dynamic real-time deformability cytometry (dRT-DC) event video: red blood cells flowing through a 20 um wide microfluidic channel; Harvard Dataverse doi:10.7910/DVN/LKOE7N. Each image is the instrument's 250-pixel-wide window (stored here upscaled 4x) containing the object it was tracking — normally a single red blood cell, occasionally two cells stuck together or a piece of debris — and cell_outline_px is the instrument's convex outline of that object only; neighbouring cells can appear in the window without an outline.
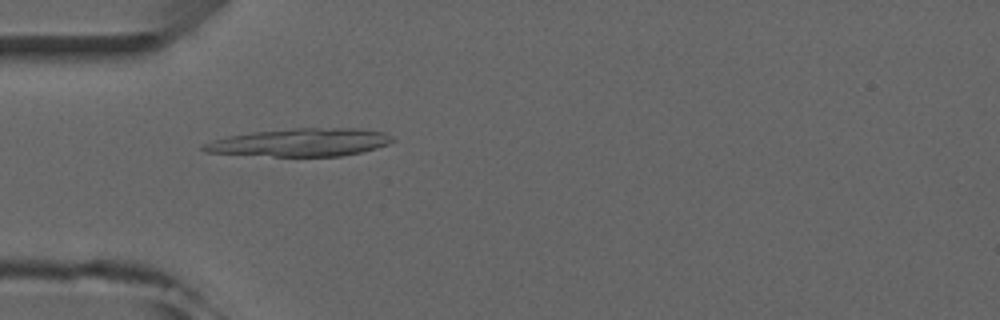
{"species": "common noctule bat (a hibernating species)", "species_latin": "Nyctalus noctula", "temperature_condition": "room temperature", "stored_images_in_passage": 2, "camera_frame_rate_fps": 3000, "um_per_image_px": 0.085, "animal": {"sex": "male", "forearm_length_mm": 52.5}, "frame": {"image": 1, "passage_image": 2, "time_ms": 1.0, "image_size_px": [1000, 320], "cell_outline_px": [[396, 140], [388, 144], [376, 148], [360, 152], [340, 156], [272, 156], [204, 152], [200, 148], [200, 144], [212, 140], [228, 136], [252, 132], [292, 128], [356, 128], [384, 132], [392, 136]], "centroid_in_image_um": [25.51, 12.1], "position_along_channel_um": 59.5, "area_um2": 30.81}}